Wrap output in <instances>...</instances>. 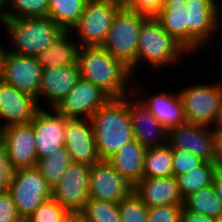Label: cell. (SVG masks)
Returning <instances> with one entry per match:
<instances>
[{
    "label": "cell",
    "mask_w": 222,
    "mask_h": 222,
    "mask_svg": "<svg viewBox=\"0 0 222 222\" xmlns=\"http://www.w3.org/2000/svg\"><path fill=\"white\" fill-rule=\"evenodd\" d=\"M78 65L81 78L95 84L110 98L132 94L134 77L130 68L102 46H81Z\"/></svg>",
    "instance_id": "1"
},
{
    "label": "cell",
    "mask_w": 222,
    "mask_h": 222,
    "mask_svg": "<svg viewBox=\"0 0 222 222\" xmlns=\"http://www.w3.org/2000/svg\"><path fill=\"white\" fill-rule=\"evenodd\" d=\"M90 120L100 160H107L125 144L134 140L126 96L110 98L92 114Z\"/></svg>",
    "instance_id": "2"
},
{
    "label": "cell",
    "mask_w": 222,
    "mask_h": 222,
    "mask_svg": "<svg viewBox=\"0 0 222 222\" xmlns=\"http://www.w3.org/2000/svg\"><path fill=\"white\" fill-rule=\"evenodd\" d=\"M186 55L190 57V53L165 31L155 16H148L142 22L138 37L137 70H140V65L149 67L153 73L168 66H179Z\"/></svg>",
    "instance_id": "3"
},
{
    "label": "cell",
    "mask_w": 222,
    "mask_h": 222,
    "mask_svg": "<svg viewBox=\"0 0 222 222\" xmlns=\"http://www.w3.org/2000/svg\"><path fill=\"white\" fill-rule=\"evenodd\" d=\"M0 25L10 35L11 47L6 50L37 57L65 31L48 16L20 19H0Z\"/></svg>",
    "instance_id": "4"
},
{
    "label": "cell",
    "mask_w": 222,
    "mask_h": 222,
    "mask_svg": "<svg viewBox=\"0 0 222 222\" xmlns=\"http://www.w3.org/2000/svg\"><path fill=\"white\" fill-rule=\"evenodd\" d=\"M147 17L146 14L121 6L102 45L113 57L130 68L133 77L138 75L136 74L138 37L142 22Z\"/></svg>",
    "instance_id": "5"
},
{
    "label": "cell",
    "mask_w": 222,
    "mask_h": 222,
    "mask_svg": "<svg viewBox=\"0 0 222 222\" xmlns=\"http://www.w3.org/2000/svg\"><path fill=\"white\" fill-rule=\"evenodd\" d=\"M222 4L219 0H188L187 51L198 53L216 46L215 36L222 30ZM221 20V21H220ZM215 38V39H214Z\"/></svg>",
    "instance_id": "6"
},
{
    "label": "cell",
    "mask_w": 222,
    "mask_h": 222,
    "mask_svg": "<svg viewBox=\"0 0 222 222\" xmlns=\"http://www.w3.org/2000/svg\"><path fill=\"white\" fill-rule=\"evenodd\" d=\"M196 83L179 90L187 123L213 127L222 105V81Z\"/></svg>",
    "instance_id": "7"
},
{
    "label": "cell",
    "mask_w": 222,
    "mask_h": 222,
    "mask_svg": "<svg viewBox=\"0 0 222 222\" xmlns=\"http://www.w3.org/2000/svg\"><path fill=\"white\" fill-rule=\"evenodd\" d=\"M120 7L118 0H87L82 15L69 32L77 36L80 46H102Z\"/></svg>",
    "instance_id": "8"
},
{
    "label": "cell",
    "mask_w": 222,
    "mask_h": 222,
    "mask_svg": "<svg viewBox=\"0 0 222 222\" xmlns=\"http://www.w3.org/2000/svg\"><path fill=\"white\" fill-rule=\"evenodd\" d=\"M51 189L35 166L15 169L8 192L18 214L25 220L42 203L51 199Z\"/></svg>",
    "instance_id": "9"
},
{
    "label": "cell",
    "mask_w": 222,
    "mask_h": 222,
    "mask_svg": "<svg viewBox=\"0 0 222 222\" xmlns=\"http://www.w3.org/2000/svg\"><path fill=\"white\" fill-rule=\"evenodd\" d=\"M90 166L72 162L62 179L52 187L51 198L68 212L81 213L89 199Z\"/></svg>",
    "instance_id": "10"
},
{
    "label": "cell",
    "mask_w": 222,
    "mask_h": 222,
    "mask_svg": "<svg viewBox=\"0 0 222 222\" xmlns=\"http://www.w3.org/2000/svg\"><path fill=\"white\" fill-rule=\"evenodd\" d=\"M42 69L37 57L18 55L5 50L0 79L37 99Z\"/></svg>",
    "instance_id": "11"
},
{
    "label": "cell",
    "mask_w": 222,
    "mask_h": 222,
    "mask_svg": "<svg viewBox=\"0 0 222 222\" xmlns=\"http://www.w3.org/2000/svg\"><path fill=\"white\" fill-rule=\"evenodd\" d=\"M143 84L138 83V79L136 80L134 77L132 93L163 127L168 130L187 123L183 103L178 91L171 93L164 90V92L160 91L157 94L153 92L152 95H148L144 86H142L143 88L141 87Z\"/></svg>",
    "instance_id": "12"
},
{
    "label": "cell",
    "mask_w": 222,
    "mask_h": 222,
    "mask_svg": "<svg viewBox=\"0 0 222 222\" xmlns=\"http://www.w3.org/2000/svg\"><path fill=\"white\" fill-rule=\"evenodd\" d=\"M134 189L108 161L100 160L90 166L89 198L119 203Z\"/></svg>",
    "instance_id": "13"
},
{
    "label": "cell",
    "mask_w": 222,
    "mask_h": 222,
    "mask_svg": "<svg viewBox=\"0 0 222 222\" xmlns=\"http://www.w3.org/2000/svg\"><path fill=\"white\" fill-rule=\"evenodd\" d=\"M109 99L95 84L80 78L55 110L66 118L90 119Z\"/></svg>",
    "instance_id": "14"
},
{
    "label": "cell",
    "mask_w": 222,
    "mask_h": 222,
    "mask_svg": "<svg viewBox=\"0 0 222 222\" xmlns=\"http://www.w3.org/2000/svg\"><path fill=\"white\" fill-rule=\"evenodd\" d=\"M69 118L55 109L40 108L32 121L34 128L37 159H43L64 146L65 124Z\"/></svg>",
    "instance_id": "15"
},
{
    "label": "cell",
    "mask_w": 222,
    "mask_h": 222,
    "mask_svg": "<svg viewBox=\"0 0 222 222\" xmlns=\"http://www.w3.org/2000/svg\"><path fill=\"white\" fill-rule=\"evenodd\" d=\"M167 144L172 150L187 151L204 161L214 162L212 127L185 123L168 129Z\"/></svg>",
    "instance_id": "16"
},
{
    "label": "cell",
    "mask_w": 222,
    "mask_h": 222,
    "mask_svg": "<svg viewBox=\"0 0 222 222\" xmlns=\"http://www.w3.org/2000/svg\"><path fill=\"white\" fill-rule=\"evenodd\" d=\"M80 78L78 64L42 69L40 88L36 99L38 106L45 109L46 105H40L42 103L40 100H44L49 109H55Z\"/></svg>",
    "instance_id": "17"
},
{
    "label": "cell",
    "mask_w": 222,
    "mask_h": 222,
    "mask_svg": "<svg viewBox=\"0 0 222 222\" xmlns=\"http://www.w3.org/2000/svg\"><path fill=\"white\" fill-rule=\"evenodd\" d=\"M39 109L34 97L0 79V130L30 123Z\"/></svg>",
    "instance_id": "18"
},
{
    "label": "cell",
    "mask_w": 222,
    "mask_h": 222,
    "mask_svg": "<svg viewBox=\"0 0 222 222\" xmlns=\"http://www.w3.org/2000/svg\"><path fill=\"white\" fill-rule=\"evenodd\" d=\"M1 131L8 161L14 169L35 167L37 151L31 123L11 125Z\"/></svg>",
    "instance_id": "19"
},
{
    "label": "cell",
    "mask_w": 222,
    "mask_h": 222,
    "mask_svg": "<svg viewBox=\"0 0 222 222\" xmlns=\"http://www.w3.org/2000/svg\"><path fill=\"white\" fill-rule=\"evenodd\" d=\"M126 103L129 107L134 139L146 149L166 145L168 130L133 93L126 96Z\"/></svg>",
    "instance_id": "20"
},
{
    "label": "cell",
    "mask_w": 222,
    "mask_h": 222,
    "mask_svg": "<svg viewBox=\"0 0 222 222\" xmlns=\"http://www.w3.org/2000/svg\"><path fill=\"white\" fill-rule=\"evenodd\" d=\"M64 146L73 162L92 165L100 161L90 119L69 118L66 121Z\"/></svg>",
    "instance_id": "21"
},
{
    "label": "cell",
    "mask_w": 222,
    "mask_h": 222,
    "mask_svg": "<svg viewBox=\"0 0 222 222\" xmlns=\"http://www.w3.org/2000/svg\"><path fill=\"white\" fill-rule=\"evenodd\" d=\"M133 191L148 207L161 205H183L176 177L142 178Z\"/></svg>",
    "instance_id": "22"
},
{
    "label": "cell",
    "mask_w": 222,
    "mask_h": 222,
    "mask_svg": "<svg viewBox=\"0 0 222 222\" xmlns=\"http://www.w3.org/2000/svg\"><path fill=\"white\" fill-rule=\"evenodd\" d=\"M146 148L135 139L125 144L108 161L132 185L143 178Z\"/></svg>",
    "instance_id": "23"
},
{
    "label": "cell",
    "mask_w": 222,
    "mask_h": 222,
    "mask_svg": "<svg viewBox=\"0 0 222 222\" xmlns=\"http://www.w3.org/2000/svg\"><path fill=\"white\" fill-rule=\"evenodd\" d=\"M71 36L69 31H65L37 56L43 69L78 64V53L81 46L75 39L76 37Z\"/></svg>",
    "instance_id": "24"
},
{
    "label": "cell",
    "mask_w": 222,
    "mask_h": 222,
    "mask_svg": "<svg viewBox=\"0 0 222 222\" xmlns=\"http://www.w3.org/2000/svg\"><path fill=\"white\" fill-rule=\"evenodd\" d=\"M155 18L165 31L187 50L188 11L185 4H163Z\"/></svg>",
    "instance_id": "25"
},
{
    "label": "cell",
    "mask_w": 222,
    "mask_h": 222,
    "mask_svg": "<svg viewBox=\"0 0 222 222\" xmlns=\"http://www.w3.org/2000/svg\"><path fill=\"white\" fill-rule=\"evenodd\" d=\"M183 207L190 212L214 219L222 217V204L211 184L184 198Z\"/></svg>",
    "instance_id": "26"
},
{
    "label": "cell",
    "mask_w": 222,
    "mask_h": 222,
    "mask_svg": "<svg viewBox=\"0 0 222 222\" xmlns=\"http://www.w3.org/2000/svg\"><path fill=\"white\" fill-rule=\"evenodd\" d=\"M217 168L214 162L203 161L191 171L176 176L178 188L183 199L191 193L210 186Z\"/></svg>",
    "instance_id": "27"
},
{
    "label": "cell",
    "mask_w": 222,
    "mask_h": 222,
    "mask_svg": "<svg viewBox=\"0 0 222 222\" xmlns=\"http://www.w3.org/2000/svg\"><path fill=\"white\" fill-rule=\"evenodd\" d=\"M87 0H49L48 17L64 31H70L83 13Z\"/></svg>",
    "instance_id": "28"
},
{
    "label": "cell",
    "mask_w": 222,
    "mask_h": 222,
    "mask_svg": "<svg viewBox=\"0 0 222 222\" xmlns=\"http://www.w3.org/2000/svg\"><path fill=\"white\" fill-rule=\"evenodd\" d=\"M172 161V148L168 144L147 149L145 153L143 178L173 176Z\"/></svg>",
    "instance_id": "29"
},
{
    "label": "cell",
    "mask_w": 222,
    "mask_h": 222,
    "mask_svg": "<svg viewBox=\"0 0 222 222\" xmlns=\"http://www.w3.org/2000/svg\"><path fill=\"white\" fill-rule=\"evenodd\" d=\"M49 0H6L0 6V19L48 16Z\"/></svg>",
    "instance_id": "30"
},
{
    "label": "cell",
    "mask_w": 222,
    "mask_h": 222,
    "mask_svg": "<svg viewBox=\"0 0 222 222\" xmlns=\"http://www.w3.org/2000/svg\"><path fill=\"white\" fill-rule=\"evenodd\" d=\"M72 162L70 154L63 146L57 152L38 160L36 167L52 188L62 179V176Z\"/></svg>",
    "instance_id": "31"
},
{
    "label": "cell",
    "mask_w": 222,
    "mask_h": 222,
    "mask_svg": "<svg viewBox=\"0 0 222 222\" xmlns=\"http://www.w3.org/2000/svg\"><path fill=\"white\" fill-rule=\"evenodd\" d=\"M81 213L86 222H122L116 202L89 198Z\"/></svg>",
    "instance_id": "32"
},
{
    "label": "cell",
    "mask_w": 222,
    "mask_h": 222,
    "mask_svg": "<svg viewBox=\"0 0 222 222\" xmlns=\"http://www.w3.org/2000/svg\"><path fill=\"white\" fill-rule=\"evenodd\" d=\"M122 222H147L148 207L133 191L118 203Z\"/></svg>",
    "instance_id": "33"
},
{
    "label": "cell",
    "mask_w": 222,
    "mask_h": 222,
    "mask_svg": "<svg viewBox=\"0 0 222 222\" xmlns=\"http://www.w3.org/2000/svg\"><path fill=\"white\" fill-rule=\"evenodd\" d=\"M68 211L61 206L56 200L49 199L42 203L32 214H30L26 222H62Z\"/></svg>",
    "instance_id": "34"
},
{
    "label": "cell",
    "mask_w": 222,
    "mask_h": 222,
    "mask_svg": "<svg viewBox=\"0 0 222 222\" xmlns=\"http://www.w3.org/2000/svg\"><path fill=\"white\" fill-rule=\"evenodd\" d=\"M173 153V176L176 177L180 174L187 173L198 167L204 160L194 154L182 151V150H172Z\"/></svg>",
    "instance_id": "35"
},
{
    "label": "cell",
    "mask_w": 222,
    "mask_h": 222,
    "mask_svg": "<svg viewBox=\"0 0 222 222\" xmlns=\"http://www.w3.org/2000/svg\"><path fill=\"white\" fill-rule=\"evenodd\" d=\"M183 205H161L148 208L147 222H180Z\"/></svg>",
    "instance_id": "36"
},
{
    "label": "cell",
    "mask_w": 222,
    "mask_h": 222,
    "mask_svg": "<svg viewBox=\"0 0 222 222\" xmlns=\"http://www.w3.org/2000/svg\"><path fill=\"white\" fill-rule=\"evenodd\" d=\"M123 7L136 10L148 16H155L163 7L164 0H118Z\"/></svg>",
    "instance_id": "37"
},
{
    "label": "cell",
    "mask_w": 222,
    "mask_h": 222,
    "mask_svg": "<svg viewBox=\"0 0 222 222\" xmlns=\"http://www.w3.org/2000/svg\"><path fill=\"white\" fill-rule=\"evenodd\" d=\"M18 214L12 195L9 192L0 193V222H24Z\"/></svg>",
    "instance_id": "38"
},
{
    "label": "cell",
    "mask_w": 222,
    "mask_h": 222,
    "mask_svg": "<svg viewBox=\"0 0 222 222\" xmlns=\"http://www.w3.org/2000/svg\"><path fill=\"white\" fill-rule=\"evenodd\" d=\"M213 127L214 163L218 168H222V125L216 124Z\"/></svg>",
    "instance_id": "39"
},
{
    "label": "cell",
    "mask_w": 222,
    "mask_h": 222,
    "mask_svg": "<svg viewBox=\"0 0 222 222\" xmlns=\"http://www.w3.org/2000/svg\"><path fill=\"white\" fill-rule=\"evenodd\" d=\"M14 170L11 165H0V193L9 191Z\"/></svg>",
    "instance_id": "40"
},
{
    "label": "cell",
    "mask_w": 222,
    "mask_h": 222,
    "mask_svg": "<svg viewBox=\"0 0 222 222\" xmlns=\"http://www.w3.org/2000/svg\"><path fill=\"white\" fill-rule=\"evenodd\" d=\"M180 222H216V219L187 211L183 207L180 213Z\"/></svg>",
    "instance_id": "41"
},
{
    "label": "cell",
    "mask_w": 222,
    "mask_h": 222,
    "mask_svg": "<svg viewBox=\"0 0 222 222\" xmlns=\"http://www.w3.org/2000/svg\"><path fill=\"white\" fill-rule=\"evenodd\" d=\"M212 185L215 189L217 197L220 199L222 204V168L215 170Z\"/></svg>",
    "instance_id": "42"
},
{
    "label": "cell",
    "mask_w": 222,
    "mask_h": 222,
    "mask_svg": "<svg viewBox=\"0 0 222 222\" xmlns=\"http://www.w3.org/2000/svg\"><path fill=\"white\" fill-rule=\"evenodd\" d=\"M0 165H11L8 161L5 143L0 131Z\"/></svg>",
    "instance_id": "43"
},
{
    "label": "cell",
    "mask_w": 222,
    "mask_h": 222,
    "mask_svg": "<svg viewBox=\"0 0 222 222\" xmlns=\"http://www.w3.org/2000/svg\"><path fill=\"white\" fill-rule=\"evenodd\" d=\"M62 222H86L82 213L68 212Z\"/></svg>",
    "instance_id": "44"
},
{
    "label": "cell",
    "mask_w": 222,
    "mask_h": 222,
    "mask_svg": "<svg viewBox=\"0 0 222 222\" xmlns=\"http://www.w3.org/2000/svg\"><path fill=\"white\" fill-rule=\"evenodd\" d=\"M188 0H164L163 1V4H178V3H180V4H186V2H187Z\"/></svg>",
    "instance_id": "45"
},
{
    "label": "cell",
    "mask_w": 222,
    "mask_h": 222,
    "mask_svg": "<svg viewBox=\"0 0 222 222\" xmlns=\"http://www.w3.org/2000/svg\"><path fill=\"white\" fill-rule=\"evenodd\" d=\"M6 48L0 44V78H1V71H2V60L3 55L5 53Z\"/></svg>",
    "instance_id": "46"
},
{
    "label": "cell",
    "mask_w": 222,
    "mask_h": 222,
    "mask_svg": "<svg viewBox=\"0 0 222 222\" xmlns=\"http://www.w3.org/2000/svg\"><path fill=\"white\" fill-rule=\"evenodd\" d=\"M217 124L222 125V105H221L220 117H219Z\"/></svg>",
    "instance_id": "47"
},
{
    "label": "cell",
    "mask_w": 222,
    "mask_h": 222,
    "mask_svg": "<svg viewBox=\"0 0 222 222\" xmlns=\"http://www.w3.org/2000/svg\"><path fill=\"white\" fill-rule=\"evenodd\" d=\"M216 222H222V217L218 218Z\"/></svg>",
    "instance_id": "48"
},
{
    "label": "cell",
    "mask_w": 222,
    "mask_h": 222,
    "mask_svg": "<svg viewBox=\"0 0 222 222\" xmlns=\"http://www.w3.org/2000/svg\"><path fill=\"white\" fill-rule=\"evenodd\" d=\"M6 0H0V6L5 2Z\"/></svg>",
    "instance_id": "49"
}]
</instances>
